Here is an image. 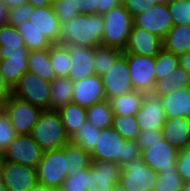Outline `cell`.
Here are the masks:
<instances>
[{"mask_svg":"<svg viewBox=\"0 0 190 191\" xmlns=\"http://www.w3.org/2000/svg\"><path fill=\"white\" fill-rule=\"evenodd\" d=\"M104 30L103 16L79 14L69 22L60 23L59 44L74 43L82 47L102 46Z\"/></svg>","mask_w":190,"mask_h":191,"instance_id":"1","label":"cell"},{"mask_svg":"<svg viewBox=\"0 0 190 191\" xmlns=\"http://www.w3.org/2000/svg\"><path fill=\"white\" fill-rule=\"evenodd\" d=\"M90 155L92 160L117 163L122 167L141 157V150L135 141L125 140L113 127H110L101 130Z\"/></svg>","mask_w":190,"mask_h":191,"instance_id":"2","label":"cell"},{"mask_svg":"<svg viewBox=\"0 0 190 191\" xmlns=\"http://www.w3.org/2000/svg\"><path fill=\"white\" fill-rule=\"evenodd\" d=\"M30 135L44 152L60 149L70 141L56 110L42 111Z\"/></svg>","mask_w":190,"mask_h":191,"instance_id":"3","label":"cell"},{"mask_svg":"<svg viewBox=\"0 0 190 191\" xmlns=\"http://www.w3.org/2000/svg\"><path fill=\"white\" fill-rule=\"evenodd\" d=\"M102 16L104 19L102 46L113 47L124 51L133 26L132 16L123 4L110 9Z\"/></svg>","mask_w":190,"mask_h":191,"instance_id":"4","label":"cell"},{"mask_svg":"<svg viewBox=\"0 0 190 191\" xmlns=\"http://www.w3.org/2000/svg\"><path fill=\"white\" fill-rule=\"evenodd\" d=\"M51 83L30 71L25 72L12 89V95L42 111L50 110Z\"/></svg>","mask_w":190,"mask_h":191,"instance_id":"5","label":"cell"},{"mask_svg":"<svg viewBox=\"0 0 190 191\" xmlns=\"http://www.w3.org/2000/svg\"><path fill=\"white\" fill-rule=\"evenodd\" d=\"M65 148L45 151L36 166L37 182L48 188L62 187L68 176Z\"/></svg>","mask_w":190,"mask_h":191,"instance_id":"6","label":"cell"},{"mask_svg":"<svg viewBox=\"0 0 190 191\" xmlns=\"http://www.w3.org/2000/svg\"><path fill=\"white\" fill-rule=\"evenodd\" d=\"M157 178L158 172L139 157L122 166L119 184L128 191H154Z\"/></svg>","mask_w":190,"mask_h":191,"instance_id":"7","label":"cell"},{"mask_svg":"<svg viewBox=\"0 0 190 191\" xmlns=\"http://www.w3.org/2000/svg\"><path fill=\"white\" fill-rule=\"evenodd\" d=\"M4 112L17 135H28L42 110L11 94L4 102Z\"/></svg>","mask_w":190,"mask_h":191,"instance_id":"8","label":"cell"},{"mask_svg":"<svg viewBox=\"0 0 190 191\" xmlns=\"http://www.w3.org/2000/svg\"><path fill=\"white\" fill-rule=\"evenodd\" d=\"M106 100L116 98L133 89L128 69L126 53H122L106 73L101 76Z\"/></svg>","mask_w":190,"mask_h":191,"instance_id":"9","label":"cell"},{"mask_svg":"<svg viewBox=\"0 0 190 191\" xmlns=\"http://www.w3.org/2000/svg\"><path fill=\"white\" fill-rule=\"evenodd\" d=\"M132 87L135 91L151 93L155 77V56L126 54Z\"/></svg>","mask_w":190,"mask_h":191,"instance_id":"10","label":"cell"},{"mask_svg":"<svg viewBox=\"0 0 190 191\" xmlns=\"http://www.w3.org/2000/svg\"><path fill=\"white\" fill-rule=\"evenodd\" d=\"M44 151L30 134L17 135L3 153L4 161L36 168Z\"/></svg>","mask_w":190,"mask_h":191,"instance_id":"11","label":"cell"},{"mask_svg":"<svg viewBox=\"0 0 190 191\" xmlns=\"http://www.w3.org/2000/svg\"><path fill=\"white\" fill-rule=\"evenodd\" d=\"M121 172L122 167L117 163L92 160L87 168V191H113Z\"/></svg>","mask_w":190,"mask_h":191,"instance_id":"12","label":"cell"},{"mask_svg":"<svg viewBox=\"0 0 190 191\" xmlns=\"http://www.w3.org/2000/svg\"><path fill=\"white\" fill-rule=\"evenodd\" d=\"M133 26L145 29L163 39L174 24L167 3H157L135 16Z\"/></svg>","mask_w":190,"mask_h":191,"instance_id":"13","label":"cell"},{"mask_svg":"<svg viewBox=\"0 0 190 191\" xmlns=\"http://www.w3.org/2000/svg\"><path fill=\"white\" fill-rule=\"evenodd\" d=\"M30 50L26 47L6 49L0 46V69L4 80L13 89L20 77L28 71V56Z\"/></svg>","mask_w":190,"mask_h":191,"instance_id":"14","label":"cell"},{"mask_svg":"<svg viewBox=\"0 0 190 191\" xmlns=\"http://www.w3.org/2000/svg\"><path fill=\"white\" fill-rule=\"evenodd\" d=\"M0 182L7 191H29L37 183L36 168L4 161Z\"/></svg>","mask_w":190,"mask_h":191,"instance_id":"15","label":"cell"},{"mask_svg":"<svg viewBox=\"0 0 190 191\" xmlns=\"http://www.w3.org/2000/svg\"><path fill=\"white\" fill-rule=\"evenodd\" d=\"M178 149L165 139L141 151L142 160L156 172L177 171Z\"/></svg>","mask_w":190,"mask_h":191,"instance_id":"16","label":"cell"},{"mask_svg":"<svg viewBox=\"0 0 190 191\" xmlns=\"http://www.w3.org/2000/svg\"><path fill=\"white\" fill-rule=\"evenodd\" d=\"M136 120L140 131L162 130L166 122V114L163 110L161 97L151 93H144V99L137 111Z\"/></svg>","mask_w":190,"mask_h":191,"instance_id":"17","label":"cell"},{"mask_svg":"<svg viewBox=\"0 0 190 191\" xmlns=\"http://www.w3.org/2000/svg\"><path fill=\"white\" fill-rule=\"evenodd\" d=\"M70 54L68 78L73 82L96 74L94 67V48L82 47L74 43L63 44Z\"/></svg>","mask_w":190,"mask_h":191,"instance_id":"18","label":"cell"},{"mask_svg":"<svg viewBox=\"0 0 190 191\" xmlns=\"http://www.w3.org/2000/svg\"><path fill=\"white\" fill-rule=\"evenodd\" d=\"M106 100L102 78L97 74L73 82L72 102L87 109Z\"/></svg>","mask_w":190,"mask_h":191,"instance_id":"19","label":"cell"},{"mask_svg":"<svg viewBox=\"0 0 190 191\" xmlns=\"http://www.w3.org/2000/svg\"><path fill=\"white\" fill-rule=\"evenodd\" d=\"M161 49V38L145 29L132 26L128 43L123 53L156 56Z\"/></svg>","mask_w":190,"mask_h":191,"instance_id":"20","label":"cell"},{"mask_svg":"<svg viewBox=\"0 0 190 191\" xmlns=\"http://www.w3.org/2000/svg\"><path fill=\"white\" fill-rule=\"evenodd\" d=\"M52 44H59L60 21L52 5L33 7L28 19Z\"/></svg>","mask_w":190,"mask_h":191,"instance_id":"21","label":"cell"},{"mask_svg":"<svg viewBox=\"0 0 190 191\" xmlns=\"http://www.w3.org/2000/svg\"><path fill=\"white\" fill-rule=\"evenodd\" d=\"M162 137L178 150L190 147V121L185 117L167 118Z\"/></svg>","mask_w":190,"mask_h":191,"instance_id":"22","label":"cell"},{"mask_svg":"<svg viewBox=\"0 0 190 191\" xmlns=\"http://www.w3.org/2000/svg\"><path fill=\"white\" fill-rule=\"evenodd\" d=\"M166 118L185 117L189 120L190 87H182L161 97Z\"/></svg>","mask_w":190,"mask_h":191,"instance_id":"23","label":"cell"},{"mask_svg":"<svg viewBox=\"0 0 190 191\" xmlns=\"http://www.w3.org/2000/svg\"><path fill=\"white\" fill-rule=\"evenodd\" d=\"M162 48L178 56L190 51V24L174 25L162 39Z\"/></svg>","mask_w":190,"mask_h":191,"instance_id":"24","label":"cell"},{"mask_svg":"<svg viewBox=\"0 0 190 191\" xmlns=\"http://www.w3.org/2000/svg\"><path fill=\"white\" fill-rule=\"evenodd\" d=\"M182 87H190V74L179 65L168 77L155 81L152 93L164 97Z\"/></svg>","mask_w":190,"mask_h":191,"instance_id":"25","label":"cell"},{"mask_svg":"<svg viewBox=\"0 0 190 191\" xmlns=\"http://www.w3.org/2000/svg\"><path fill=\"white\" fill-rule=\"evenodd\" d=\"M144 99V93L132 90L109 101L113 115L133 116L137 114Z\"/></svg>","mask_w":190,"mask_h":191,"instance_id":"26","label":"cell"},{"mask_svg":"<svg viewBox=\"0 0 190 191\" xmlns=\"http://www.w3.org/2000/svg\"><path fill=\"white\" fill-rule=\"evenodd\" d=\"M67 136L70 138L87 120V111L80 105L70 102L57 110Z\"/></svg>","mask_w":190,"mask_h":191,"instance_id":"27","label":"cell"},{"mask_svg":"<svg viewBox=\"0 0 190 191\" xmlns=\"http://www.w3.org/2000/svg\"><path fill=\"white\" fill-rule=\"evenodd\" d=\"M50 88V110H59L72 102L73 81L68 77L55 78Z\"/></svg>","mask_w":190,"mask_h":191,"instance_id":"28","label":"cell"},{"mask_svg":"<svg viewBox=\"0 0 190 191\" xmlns=\"http://www.w3.org/2000/svg\"><path fill=\"white\" fill-rule=\"evenodd\" d=\"M28 71L35 73L48 82L56 78L54 69L50 64V48L30 51L28 56Z\"/></svg>","mask_w":190,"mask_h":191,"instance_id":"29","label":"cell"},{"mask_svg":"<svg viewBox=\"0 0 190 191\" xmlns=\"http://www.w3.org/2000/svg\"><path fill=\"white\" fill-rule=\"evenodd\" d=\"M16 28L24 39L25 47L30 51L44 50L53 45L29 20L24 21Z\"/></svg>","mask_w":190,"mask_h":191,"instance_id":"30","label":"cell"},{"mask_svg":"<svg viewBox=\"0 0 190 191\" xmlns=\"http://www.w3.org/2000/svg\"><path fill=\"white\" fill-rule=\"evenodd\" d=\"M87 121L96 128L104 129L112 127L113 112L108 100L93 104L86 109Z\"/></svg>","mask_w":190,"mask_h":191,"instance_id":"31","label":"cell"},{"mask_svg":"<svg viewBox=\"0 0 190 191\" xmlns=\"http://www.w3.org/2000/svg\"><path fill=\"white\" fill-rule=\"evenodd\" d=\"M63 147L65 148L68 163V175L75 174L80 169L91 166L92 159L89 152L83 150L81 147L71 143L70 141Z\"/></svg>","mask_w":190,"mask_h":191,"instance_id":"32","label":"cell"},{"mask_svg":"<svg viewBox=\"0 0 190 191\" xmlns=\"http://www.w3.org/2000/svg\"><path fill=\"white\" fill-rule=\"evenodd\" d=\"M100 132L101 129L94 127L86 120L83 125L70 137V142L91 153L95 148Z\"/></svg>","mask_w":190,"mask_h":191,"instance_id":"33","label":"cell"},{"mask_svg":"<svg viewBox=\"0 0 190 191\" xmlns=\"http://www.w3.org/2000/svg\"><path fill=\"white\" fill-rule=\"evenodd\" d=\"M50 64L54 69L56 78L68 77L70 54L65 45L53 44L50 47Z\"/></svg>","mask_w":190,"mask_h":191,"instance_id":"34","label":"cell"},{"mask_svg":"<svg viewBox=\"0 0 190 191\" xmlns=\"http://www.w3.org/2000/svg\"><path fill=\"white\" fill-rule=\"evenodd\" d=\"M123 53L120 49L99 46L94 48V67L96 74L101 77L115 60Z\"/></svg>","mask_w":190,"mask_h":191,"instance_id":"35","label":"cell"},{"mask_svg":"<svg viewBox=\"0 0 190 191\" xmlns=\"http://www.w3.org/2000/svg\"><path fill=\"white\" fill-rule=\"evenodd\" d=\"M179 56L164 50L163 48L155 56V77L161 80L179 66Z\"/></svg>","mask_w":190,"mask_h":191,"instance_id":"36","label":"cell"},{"mask_svg":"<svg viewBox=\"0 0 190 191\" xmlns=\"http://www.w3.org/2000/svg\"><path fill=\"white\" fill-rule=\"evenodd\" d=\"M112 127L125 139L136 140L140 133L139 125L136 116L113 115Z\"/></svg>","mask_w":190,"mask_h":191,"instance_id":"37","label":"cell"},{"mask_svg":"<svg viewBox=\"0 0 190 191\" xmlns=\"http://www.w3.org/2000/svg\"><path fill=\"white\" fill-rule=\"evenodd\" d=\"M174 25L190 24V0H172L167 2Z\"/></svg>","mask_w":190,"mask_h":191,"instance_id":"38","label":"cell"},{"mask_svg":"<svg viewBox=\"0 0 190 191\" xmlns=\"http://www.w3.org/2000/svg\"><path fill=\"white\" fill-rule=\"evenodd\" d=\"M184 180L177 171L158 172L154 191H183Z\"/></svg>","mask_w":190,"mask_h":191,"instance_id":"39","label":"cell"},{"mask_svg":"<svg viewBox=\"0 0 190 191\" xmlns=\"http://www.w3.org/2000/svg\"><path fill=\"white\" fill-rule=\"evenodd\" d=\"M0 46H4L6 49H16L25 47V42L16 27L3 24L0 25Z\"/></svg>","mask_w":190,"mask_h":191,"instance_id":"40","label":"cell"},{"mask_svg":"<svg viewBox=\"0 0 190 191\" xmlns=\"http://www.w3.org/2000/svg\"><path fill=\"white\" fill-rule=\"evenodd\" d=\"M52 6L60 23L69 22L79 15L74 0H53Z\"/></svg>","mask_w":190,"mask_h":191,"instance_id":"41","label":"cell"},{"mask_svg":"<svg viewBox=\"0 0 190 191\" xmlns=\"http://www.w3.org/2000/svg\"><path fill=\"white\" fill-rule=\"evenodd\" d=\"M87 168H82L72 175H68L62 188L64 191H87Z\"/></svg>","mask_w":190,"mask_h":191,"instance_id":"42","label":"cell"},{"mask_svg":"<svg viewBox=\"0 0 190 191\" xmlns=\"http://www.w3.org/2000/svg\"><path fill=\"white\" fill-rule=\"evenodd\" d=\"M16 136L10 118L3 112L0 115V151L4 153Z\"/></svg>","mask_w":190,"mask_h":191,"instance_id":"43","label":"cell"},{"mask_svg":"<svg viewBox=\"0 0 190 191\" xmlns=\"http://www.w3.org/2000/svg\"><path fill=\"white\" fill-rule=\"evenodd\" d=\"M33 11V6L29 3L9 9L7 24L17 27L27 21Z\"/></svg>","mask_w":190,"mask_h":191,"instance_id":"44","label":"cell"},{"mask_svg":"<svg viewBox=\"0 0 190 191\" xmlns=\"http://www.w3.org/2000/svg\"><path fill=\"white\" fill-rule=\"evenodd\" d=\"M177 172L184 182L190 180V147L180 149L177 156Z\"/></svg>","mask_w":190,"mask_h":191,"instance_id":"45","label":"cell"},{"mask_svg":"<svg viewBox=\"0 0 190 191\" xmlns=\"http://www.w3.org/2000/svg\"><path fill=\"white\" fill-rule=\"evenodd\" d=\"M157 3L158 2L156 0H123V5L132 18L144 11H147Z\"/></svg>","mask_w":190,"mask_h":191,"instance_id":"46","label":"cell"},{"mask_svg":"<svg viewBox=\"0 0 190 191\" xmlns=\"http://www.w3.org/2000/svg\"><path fill=\"white\" fill-rule=\"evenodd\" d=\"M161 130H143L137 135L135 142L139 145L140 150L142 151L145 148L151 146L155 142H159L162 139Z\"/></svg>","mask_w":190,"mask_h":191,"instance_id":"47","label":"cell"},{"mask_svg":"<svg viewBox=\"0 0 190 191\" xmlns=\"http://www.w3.org/2000/svg\"><path fill=\"white\" fill-rule=\"evenodd\" d=\"M75 7L78 9L79 14H95L97 0H74Z\"/></svg>","mask_w":190,"mask_h":191,"instance_id":"48","label":"cell"},{"mask_svg":"<svg viewBox=\"0 0 190 191\" xmlns=\"http://www.w3.org/2000/svg\"><path fill=\"white\" fill-rule=\"evenodd\" d=\"M123 4V0H97L96 13L100 15L106 14L110 9Z\"/></svg>","mask_w":190,"mask_h":191,"instance_id":"49","label":"cell"},{"mask_svg":"<svg viewBox=\"0 0 190 191\" xmlns=\"http://www.w3.org/2000/svg\"><path fill=\"white\" fill-rule=\"evenodd\" d=\"M12 94V88L4 80L0 69V99L4 101Z\"/></svg>","mask_w":190,"mask_h":191,"instance_id":"50","label":"cell"},{"mask_svg":"<svg viewBox=\"0 0 190 191\" xmlns=\"http://www.w3.org/2000/svg\"><path fill=\"white\" fill-rule=\"evenodd\" d=\"M179 64L190 74V51L179 55Z\"/></svg>","mask_w":190,"mask_h":191,"instance_id":"51","label":"cell"},{"mask_svg":"<svg viewBox=\"0 0 190 191\" xmlns=\"http://www.w3.org/2000/svg\"><path fill=\"white\" fill-rule=\"evenodd\" d=\"M8 14H9V9L4 4V2L0 0V25L7 24Z\"/></svg>","mask_w":190,"mask_h":191,"instance_id":"52","label":"cell"},{"mask_svg":"<svg viewBox=\"0 0 190 191\" xmlns=\"http://www.w3.org/2000/svg\"><path fill=\"white\" fill-rule=\"evenodd\" d=\"M53 0H28L27 3L31 4L33 7H45L52 5Z\"/></svg>","mask_w":190,"mask_h":191,"instance_id":"53","label":"cell"},{"mask_svg":"<svg viewBox=\"0 0 190 191\" xmlns=\"http://www.w3.org/2000/svg\"><path fill=\"white\" fill-rule=\"evenodd\" d=\"M8 9L26 4L28 0H2Z\"/></svg>","mask_w":190,"mask_h":191,"instance_id":"54","label":"cell"},{"mask_svg":"<svg viewBox=\"0 0 190 191\" xmlns=\"http://www.w3.org/2000/svg\"><path fill=\"white\" fill-rule=\"evenodd\" d=\"M29 191H50V188H48L45 185L40 184V183L37 182L34 185V187L32 189H30Z\"/></svg>","mask_w":190,"mask_h":191,"instance_id":"55","label":"cell"},{"mask_svg":"<svg viewBox=\"0 0 190 191\" xmlns=\"http://www.w3.org/2000/svg\"><path fill=\"white\" fill-rule=\"evenodd\" d=\"M113 191H128V190L118 183L117 185H115Z\"/></svg>","mask_w":190,"mask_h":191,"instance_id":"56","label":"cell"},{"mask_svg":"<svg viewBox=\"0 0 190 191\" xmlns=\"http://www.w3.org/2000/svg\"><path fill=\"white\" fill-rule=\"evenodd\" d=\"M183 191H190V180L184 182Z\"/></svg>","mask_w":190,"mask_h":191,"instance_id":"57","label":"cell"},{"mask_svg":"<svg viewBox=\"0 0 190 191\" xmlns=\"http://www.w3.org/2000/svg\"><path fill=\"white\" fill-rule=\"evenodd\" d=\"M4 100L0 99V115L4 112Z\"/></svg>","mask_w":190,"mask_h":191,"instance_id":"58","label":"cell"},{"mask_svg":"<svg viewBox=\"0 0 190 191\" xmlns=\"http://www.w3.org/2000/svg\"><path fill=\"white\" fill-rule=\"evenodd\" d=\"M3 162H4V155H3V152L0 151V169L3 165Z\"/></svg>","mask_w":190,"mask_h":191,"instance_id":"59","label":"cell"},{"mask_svg":"<svg viewBox=\"0 0 190 191\" xmlns=\"http://www.w3.org/2000/svg\"><path fill=\"white\" fill-rule=\"evenodd\" d=\"M50 191H64L62 187L51 188Z\"/></svg>","mask_w":190,"mask_h":191,"instance_id":"60","label":"cell"},{"mask_svg":"<svg viewBox=\"0 0 190 191\" xmlns=\"http://www.w3.org/2000/svg\"><path fill=\"white\" fill-rule=\"evenodd\" d=\"M0 191H7L1 182H0Z\"/></svg>","mask_w":190,"mask_h":191,"instance_id":"61","label":"cell"},{"mask_svg":"<svg viewBox=\"0 0 190 191\" xmlns=\"http://www.w3.org/2000/svg\"><path fill=\"white\" fill-rule=\"evenodd\" d=\"M158 3H166V0H156Z\"/></svg>","mask_w":190,"mask_h":191,"instance_id":"62","label":"cell"}]
</instances>
